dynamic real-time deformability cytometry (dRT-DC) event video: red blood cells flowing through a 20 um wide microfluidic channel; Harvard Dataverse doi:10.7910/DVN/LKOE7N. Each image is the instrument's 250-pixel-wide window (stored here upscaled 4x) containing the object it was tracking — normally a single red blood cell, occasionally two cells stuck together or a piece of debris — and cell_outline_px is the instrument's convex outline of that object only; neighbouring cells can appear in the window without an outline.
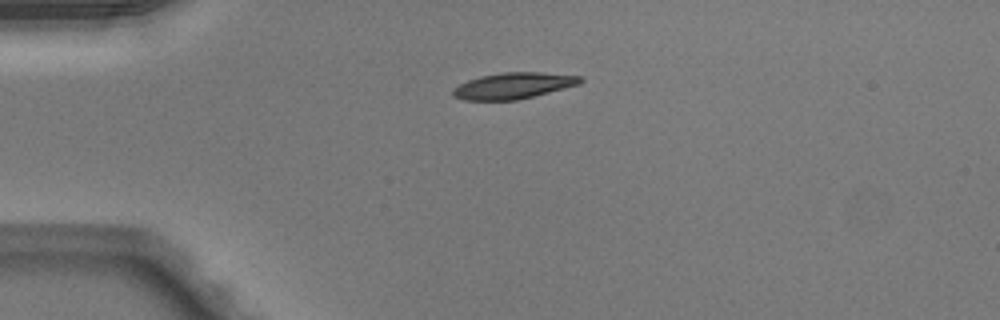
{"species": "Egyptian fruit bat (a non-hibernating species)", "species_latin": "Rousettus aegyptiacus", "temperature_condition": "warm", "stored_images_in_passage": 38, "camera_frame_rate_fps": 3000, "um_per_image_px": 0.085, "animal": {"sex": "male"}, "frame": {"image": 1, "passage_image": 1, "time_ms": 0.0, "image_size_px": [1000, 320], "cell_outline_px": [[584, 80], [580, 84], [516, 100], [464, 100], [452, 96], [452, 88], [468, 80], [480, 76], [500, 72], [540, 72], [584, 76]], "centroid_in_image_um": [43.63, 7.27], "position_along_channel_um": 41.4, "area_um2": 19.48}}
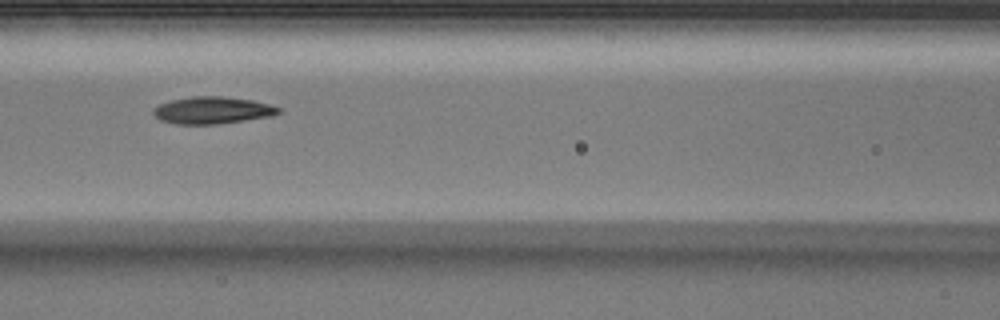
{"frame": {"image": 2, "passage_image": 11, "time_ms": 3.333, "image_size_px": [1000, 320], "cell_outline_px": [[284, 112], [272, 116], [216, 124], [172, 124], [160, 120], [152, 112], [152, 108], [160, 104], [172, 100], [192, 96], [220, 96], [252, 100], [268, 104], [280, 108]], "centroid_in_image_um": [18.05, 9.37], "position_along_channel_um": 148.6, "area_um2": 19.77}}
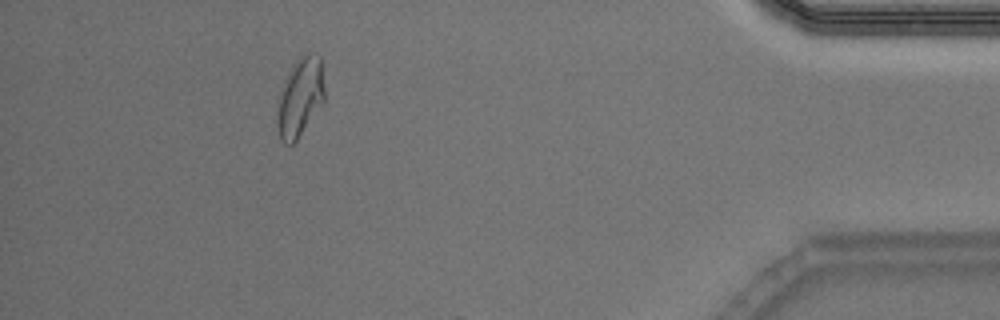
{"frame": {"image": 3, "passage_image": 34, "time_ms": 11.0, "image_size_px": [1000, 320], "cell_outline_px": [[324, 100], [296, 140], [292, 144], [284, 144], [280, 140], [276, 124], [276, 112], [284, 80], [292, 64], [304, 52], [312, 52], [320, 56], [324, 88]], "centroid_in_image_um": [25.48, 8.24], "position_along_channel_um": 409.7, "area_um2": 21.68}}